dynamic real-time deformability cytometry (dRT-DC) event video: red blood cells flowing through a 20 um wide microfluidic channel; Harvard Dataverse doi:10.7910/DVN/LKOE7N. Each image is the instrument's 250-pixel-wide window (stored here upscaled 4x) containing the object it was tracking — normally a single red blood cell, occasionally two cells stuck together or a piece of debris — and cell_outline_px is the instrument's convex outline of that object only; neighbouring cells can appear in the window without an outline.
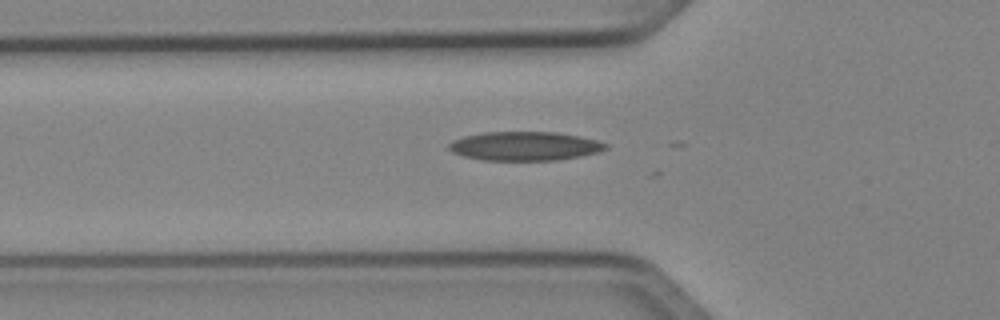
{"species": "Egyptian fruit bat (a non-hibernating species)", "species_latin": "Rousettus aegyptiacus", "temperature_condition": "cold", "stored_images_in_passage": 7, "camera_frame_rate_fps": 3000, "um_per_image_px": 0.085, "animal": {"sex": "female"}, "frame": {"image": 1, "passage_image": 4, "time_ms": 1.0, "image_size_px": [1000, 320], "cell_outline_px": [[608, 148], [600, 152], [580, 156], [556, 160], [480, 160], [464, 156], [452, 152], [448, 148], [448, 144], [452, 140], [464, 136], [484, 132], [556, 132], [580, 136], [596, 140], [608, 144]], "centroid_in_image_um": [44.6, 12.41], "position_along_channel_um": 81.2, "area_um2": 26.53}}